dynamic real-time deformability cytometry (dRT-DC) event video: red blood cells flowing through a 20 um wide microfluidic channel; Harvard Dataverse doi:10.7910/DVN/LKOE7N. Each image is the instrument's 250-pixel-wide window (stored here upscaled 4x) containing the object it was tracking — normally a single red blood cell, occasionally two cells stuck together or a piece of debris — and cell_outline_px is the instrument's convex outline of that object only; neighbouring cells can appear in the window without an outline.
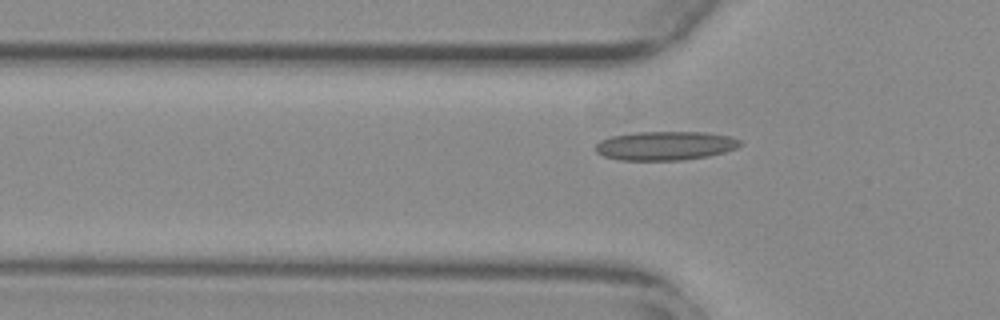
{"species": "common noctule bat (a hibernating species)", "species_latin": "Nyctalus noctula", "temperature_condition": "warm", "stored_images_in_passage": 35, "camera_frame_rate_fps": 3000, "um_per_image_px": 0.085, "animal": {"sex": "female", "body_mass_g": 29.2, "forearm_length_mm": 56.3}, "frame": {"image": 1, "passage_image": 5, "time_ms": 1.333, "image_size_px": [1000, 320], "cell_outline_px": [[744, 144], [736, 148], [724, 152], [708, 156], [684, 160], [620, 160], [604, 156], [596, 152], [596, 144], [600, 140], [612, 136], [636, 132], [704, 132], [732, 136], [740, 140]], "centroid_in_image_um": [56.58, 12.38], "position_along_channel_um": 69.2, "area_um2": 24.45}}
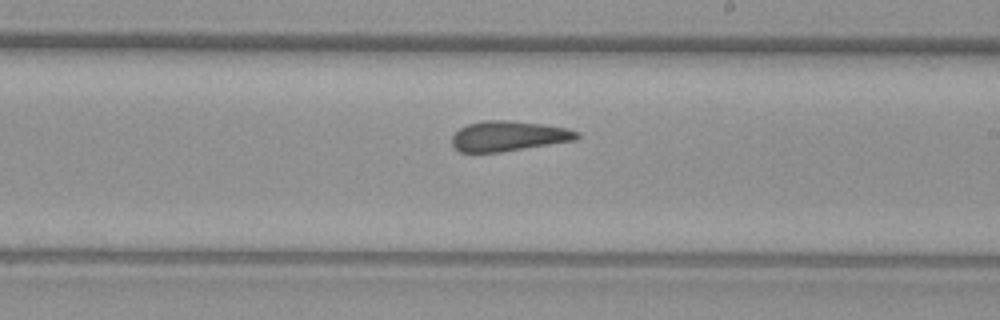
{"frame": {"image": 2, "passage_image": 19, "time_ms": 6.0, "image_size_px": [1000, 320], "cell_outline_px": [[580, 136], [576, 140], [500, 152], [460, 152], [452, 144], [452, 136], [460, 128], [468, 124], [484, 120], [508, 120], [544, 124], [568, 128], [580, 132]], "centroid_in_image_um": [43.25, 11.56], "position_along_channel_um": 245.7, "area_um2": 21.96}}
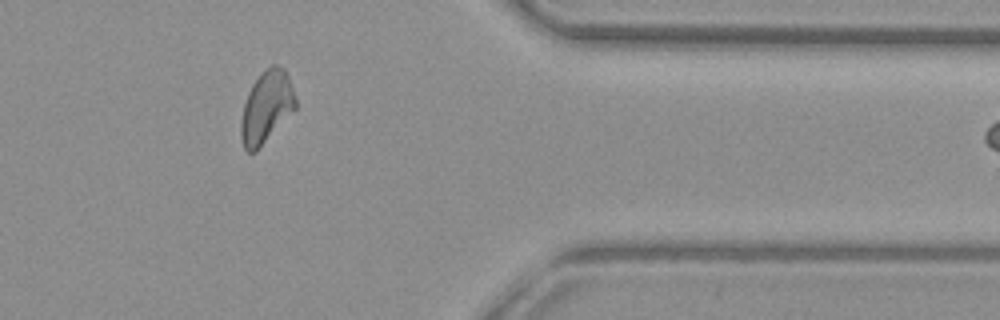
{"frame": {"image": 3, "passage_image": 32, "time_ms": 10.333, "image_size_px": [1000, 320], "cell_outline_px": [[296, 108], [256, 152], [248, 152], [244, 148], [240, 136], [240, 124], [244, 104], [248, 92], [252, 84], [260, 72], [272, 64], [276, 64], [284, 68], [288, 76], [296, 100]], "centroid_in_image_um": [22.63, 9.09], "position_along_channel_um": 388.8, "area_um2": 22.89}}